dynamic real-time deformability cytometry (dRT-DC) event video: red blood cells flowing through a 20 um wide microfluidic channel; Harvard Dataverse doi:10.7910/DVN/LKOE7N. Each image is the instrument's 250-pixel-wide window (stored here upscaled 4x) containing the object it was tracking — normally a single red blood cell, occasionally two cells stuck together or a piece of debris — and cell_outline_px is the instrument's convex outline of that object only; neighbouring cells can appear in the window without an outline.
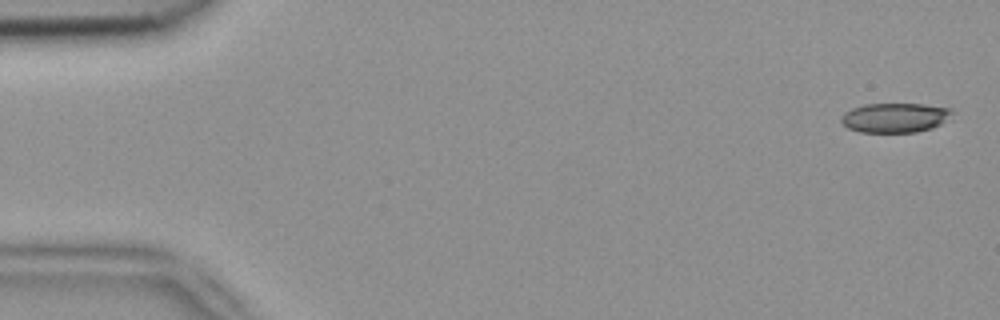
{"species": "common noctule bat (a hibernating species)", "species_latin": "Nyctalus noctula", "temperature_condition": "room temperature", "stored_images_in_passage": 52, "camera_frame_rate_fps": 3000, "um_per_image_px": 0.085, "animal": {"sex": "female", "body_mass_g": 18.4}, "frame": {"image": 1, "passage_image": 2, "time_ms": 0.333, "image_size_px": [1000, 320], "cell_outline_px": [[952, 112], [940, 124], [932, 128], [916, 132], [860, 132], [848, 128], [840, 120], [840, 116], [844, 112], [852, 108], [864, 104], [924, 104], [952, 108]], "centroid_in_image_um": [76.02, 10.0], "position_along_channel_um": 9.0, "area_um2": 19.02}}
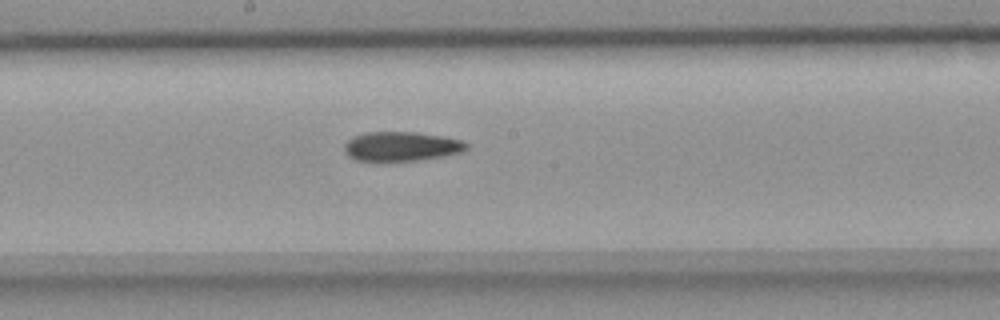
{"frame": {"image": 2, "passage_image": 28, "time_ms": 9.0, "image_size_px": [1000, 320], "cell_outline_px": [[468, 148], [460, 152], [440, 156], [416, 160], [372, 164], [356, 160], [348, 156], [344, 152], [344, 144], [352, 136], [368, 132], [416, 132], [444, 136], [460, 140], [468, 144]], "centroid_in_image_um": [34.01, 12.47], "position_along_channel_um": 214.2, "area_um2": 21.5}}
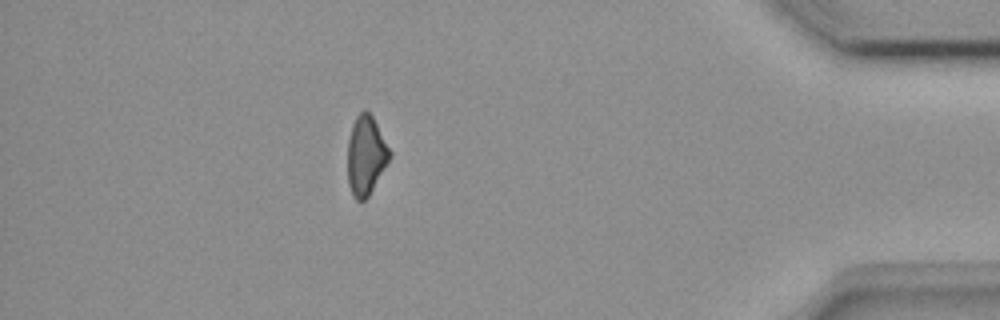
{"frame": {"image": 3, "passage_image": 46, "time_ms": 15.0, "image_size_px": [1000, 320], "cell_outline_px": [[392, 156], [368, 196], [364, 200], [356, 200], [352, 196], [348, 184], [348, 140], [352, 124], [356, 116], [364, 108], [372, 116], [392, 152]], "centroid_in_image_um": [31.1, 13.21], "position_along_channel_um": 404.1, "area_um2": 19.42}}